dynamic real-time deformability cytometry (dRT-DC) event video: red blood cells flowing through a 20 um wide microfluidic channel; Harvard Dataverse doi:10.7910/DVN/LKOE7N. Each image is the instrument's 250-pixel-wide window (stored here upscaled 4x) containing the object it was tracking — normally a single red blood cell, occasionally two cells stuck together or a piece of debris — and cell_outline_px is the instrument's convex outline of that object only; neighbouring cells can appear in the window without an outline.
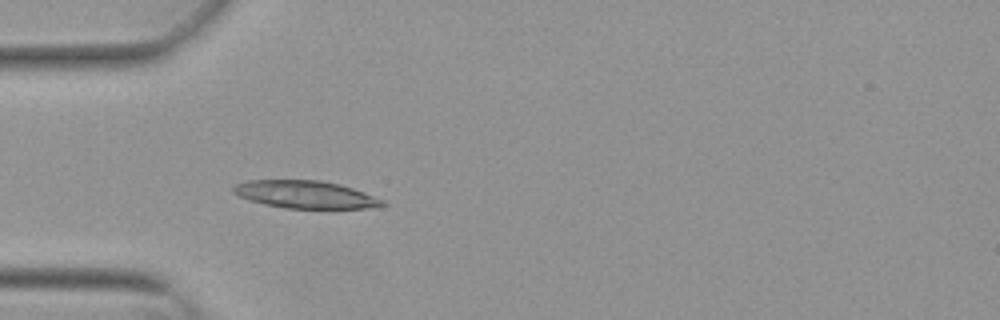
{"species": "Egyptian fruit bat (a non-hibernating species)", "species_latin": "Rousettus aegyptiacus", "temperature_condition": "warm", "stored_images_in_passage": 38, "camera_frame_rate_fps": 3000, "um_per_image_px": 0.085, "animal": {"sex": "female"}, "frame": {"image": 1, "passage_image": 1, "time_ms": 0.0, "image_size_px": [1000, 320], "cell_outline_px": [[388, 204], [364, 208], [284, 208], [264, 204], [248, 200], [232, 192], [232, 188], [236, 184], [248, 180], [320, 180], [340, 184], [364, 192], [384, 200]], "centroid_in_image_um": [25.93, 16.53], "position_along_channel_um": 59.1, "area_um2": 23.87}}
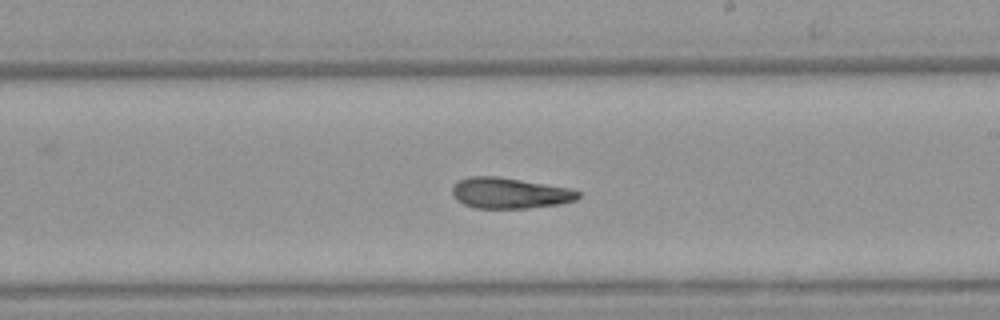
{"frame": {"image": 2, "passage_image": 16, "time_ms": 5.0, "image_size_px": [1000, 320], "cell_outline_px": [[580, 196], [576, 200], [560, 204], [528, 208], [476, 208], [464, 204], [456, 200], [452, 196], [452, 184], [468, 176], [500, 176], [572, 188], [580, 192]], "centroid_in_image_um": [43.32, 16.4], "position_along_channel_um": 245.7, "area_um2": 22.95}}
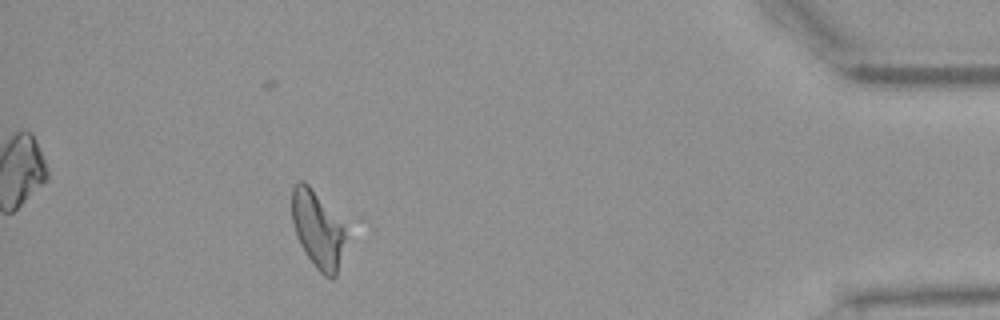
{"frame": {"image": 3, "passage_image": 33, "time_ms": 10.667, "image_size_px": [1000, 320], "cell_outline_px": [[344, 236], [336, 276], [332, 280], [324, 276], [316, 268], [300, 244], [292, 220], [292, 188], [300, 180], [304, 180], [308, 184], [344, 228]], "centroid_in_image_um": [26.94, 19.52], "position_along_channel_um": 408.3, "area_um2": 22.95}, "authors_computed_cell_mechanics": {"area_um2": 23.0333, "velocity_mm_per_s": 3.8297, "shape_relaxation_time_tau1_ms": null, "shape_relaxation_time_tau2_ms": 5.1879, "deformation_change_tau1": null, "deformation_change_tau2": 0.1386}}